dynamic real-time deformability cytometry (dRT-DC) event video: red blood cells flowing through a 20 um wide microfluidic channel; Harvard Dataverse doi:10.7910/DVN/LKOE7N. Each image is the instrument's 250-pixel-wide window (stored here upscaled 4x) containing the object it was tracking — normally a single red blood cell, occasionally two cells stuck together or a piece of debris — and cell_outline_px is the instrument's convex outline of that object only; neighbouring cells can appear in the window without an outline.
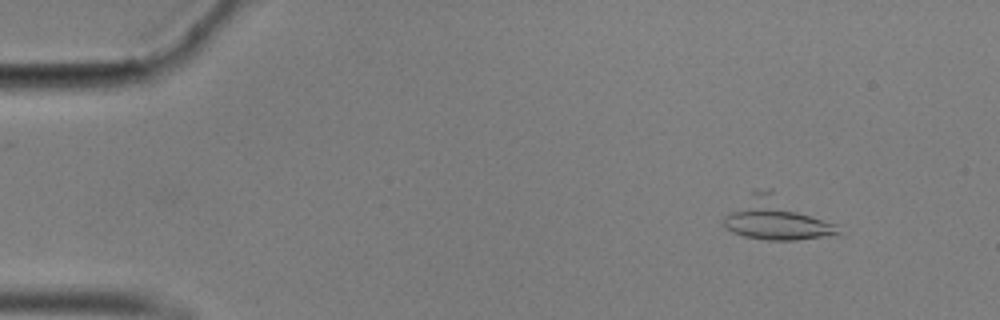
{"species": "common noctule bat (a hibernating species)", "species_latin": "Nyctalus noctula", "temperature_condition": "cold", "stored_images_in_passage": 43, "camera_frame_rate_fps": 3000, "um_per_image_px": 0.085, "animal": {"sex": "male", "body_mass_g": 17.9}, "frame": {"image": 1, "passage_image": 5, "time_ms": 1.333, "image_size_px": [1000, 320], "cell_outline_px": [[840, 232], [836, 236], [796, 240], [768, 240], [744, 236], [732, 232], [724, 224], [724, 216], [752, 188], [772, 188], [840, 224]], "centroid_in_image_um": [66.08, 18.53], "position_along_channel_um": 18.9, "area_um2": 29.59}}
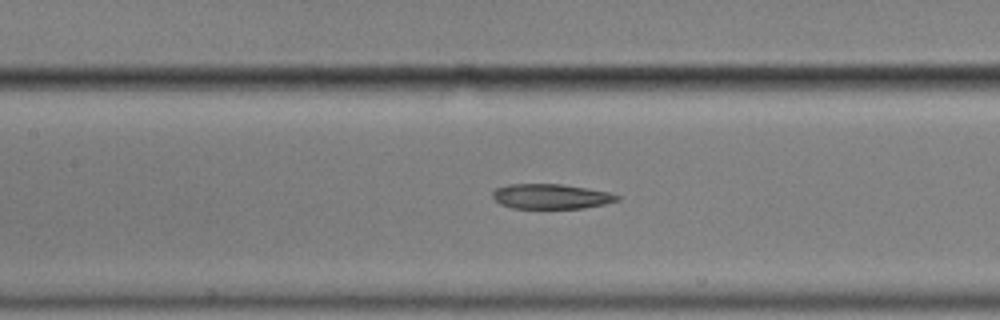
{"frame": {"image": 2, "passage_image": 25, "time_ms": 8.0, "image_size_px": [1000, 320], "cell_outline_px": [[620, 200], [604, 204], [584, 208], [512, 208], [500, 204], [492, 196], [492, 188], [508, 184], [560, 184], [608, 192], [620, 196]], "centroid_in_image_um": [46.78, 16.69], "position_along_channel_um": 160.6, "area_um2": 18.09}}
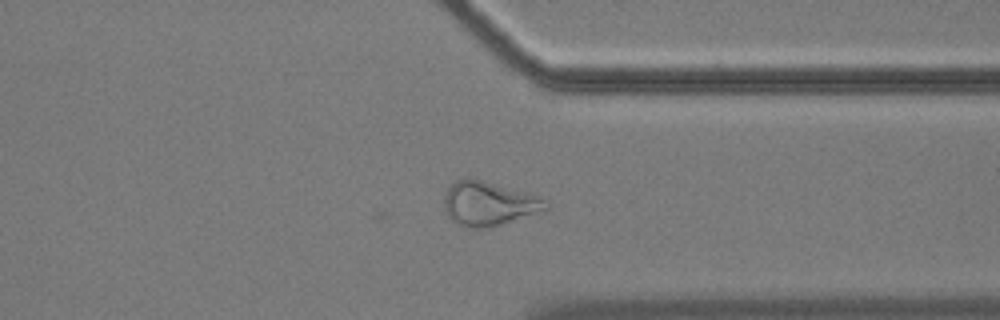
{"frame": {"image": 3, "passage_image": 43, "time_ms": 14.0, "image_size_px": [1000, 320], "cell_outline_px": [[548, 208], [488, 228], [464, 228], [456, 224], [444, 212], [444, 196], [448, 188], [456, 180], [480, 180], [540, 196], [544, 200]], "centroid_in_image_um": [41.47, 17.33], "position_along_channel_um": 369.9, "area_um2": 25.49}, "authors_computed_cell_mechanics": {"area_um2": 19.7676, "velocity_mm_per_s": 3.5023, "shape_relaxation_time_tau1_ms": null, "shape_relaxation_time_tau2_ms": 3.7807, "deformation_change_tau1": null, "deformation_change_tau2": 0.1311}}